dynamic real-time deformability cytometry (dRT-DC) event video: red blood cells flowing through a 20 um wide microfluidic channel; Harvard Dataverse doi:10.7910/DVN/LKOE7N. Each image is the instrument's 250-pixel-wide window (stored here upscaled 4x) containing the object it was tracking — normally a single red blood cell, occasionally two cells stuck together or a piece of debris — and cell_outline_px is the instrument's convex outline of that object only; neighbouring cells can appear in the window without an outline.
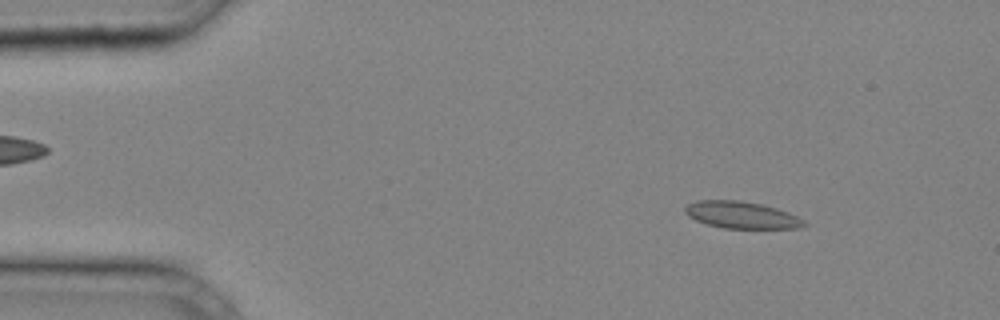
{"species": "common noctule bat (a hibernating species)", "species_latin": "Nyctalus noctula", "temperature_condition": "cold", "stored_images_in_passage": 34, "camera_frame_rate_fps": 3000, "um_per_image_px": 0.085, "animal": {"sex": "male", "body_mass_g": 20.4}, "frame": {"image": 1, "passage_image": 4, "time_ms": 1.0, "image_size_px": [1000, 320], "cell_outline_px": [[808, 224], [800, 228], [724, 228], [708, 224], [696, 220], [688, 216], [684, 212], [684, 208], [688, 204], [696, 200], [740, 200], [760, 204], [776, 208], [788, 212], [804, 220]], "centroid_in_image_um": [63.02, 18.27], "position_along_channel_um": 22.0, "area_um2": 18.61}}
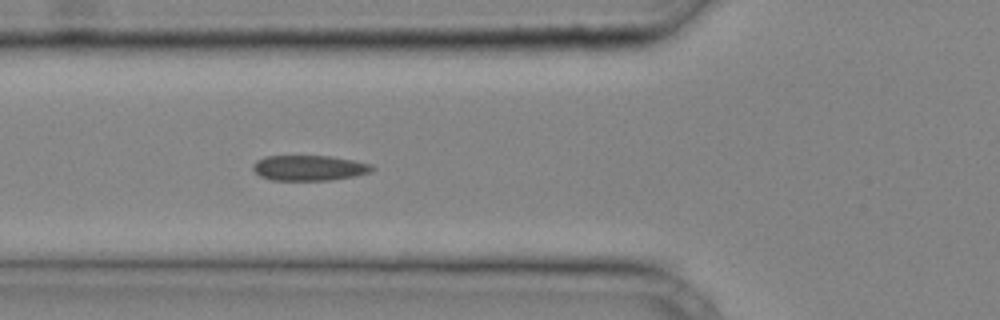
{"frame": {"image": 2, "passage_image": 13, "time_ms": 4.0, "image_size_px": [1000, 320], "cell_outline_px": [[376, 168], [368, 172], [352, 176], [328, 180], [272, 180], [260, 176], [252, 168], [252, 164], [256, 160], [264, 156], [332, 156], [372, 164]], "centroid_in_image_um": [26.24, 14.26], "position_along_channel_um": 99.6, "area_um2": 17.51}}
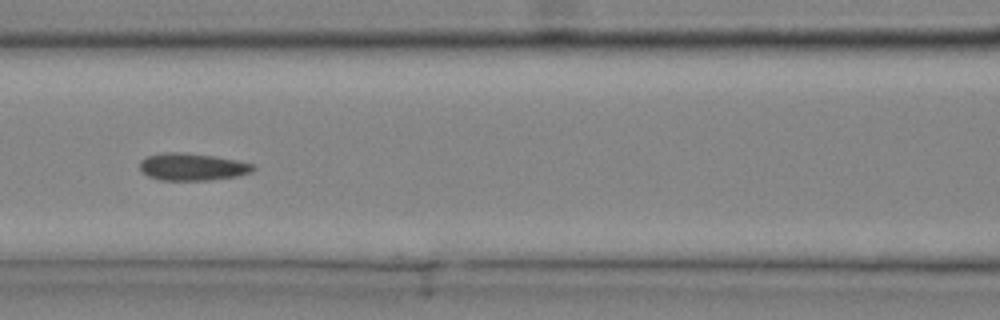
{"frame": {"image": 3, "passage_image": 16, "time_ms": 5.0, "image_size_px": [1000, 320], "cell_outline_px": [[256, 168], [252, 172], [236, 176], [208, 180], [160, 180], [148, 176], [140, 168], [140, 160], [148, 156], [164, 152], [180, 152], [212, 156], [236, 160], [256, 164]], "centroid_in_image_um": [16.36, 14.18], "position_along_channel_um": 150.2, "area_um2": 17.92}}